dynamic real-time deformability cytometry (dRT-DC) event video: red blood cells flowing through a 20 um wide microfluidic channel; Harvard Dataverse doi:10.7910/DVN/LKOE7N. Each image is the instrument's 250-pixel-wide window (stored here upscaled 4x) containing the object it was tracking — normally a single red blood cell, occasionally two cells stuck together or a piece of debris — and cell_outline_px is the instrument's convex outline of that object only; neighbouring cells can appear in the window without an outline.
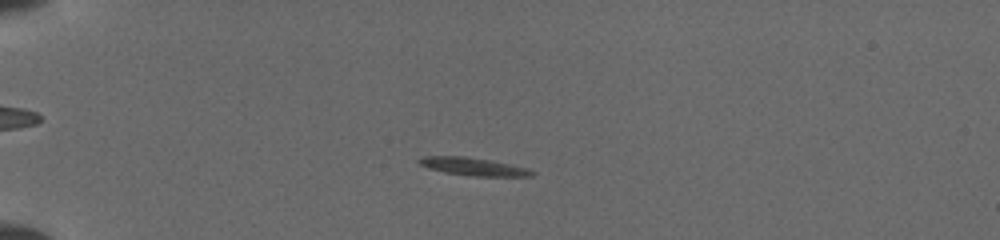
{"species": "common noctule bat (a hibernating species)", "species_latin": "Nyctalus noctula", "temperature_condition": "cold", "stored_images_in_passage": 47, "camera_frame_rate_fps": 3000, "um_per_image_px": 0.085, "animal": {"sex": "female", "body_mass_g": 19.5, "forearm_length_mm": 54.1}, "frame": {"image": 1, "passage_image": 9, "time_ms": 4.0, "image_size_px": [1000, 240], "cell_outline_px": [[536, 172], [532, 176], [472, 176], [444, 172], [428, 168], [420, 164], [416, 160], [424, 156], [464, 156], [488, 160], [528, 168]], "centroid_in_image_um": [40.21, 14.16], "position_along_channel_um": 44.8, "area_um2": 11.62}}
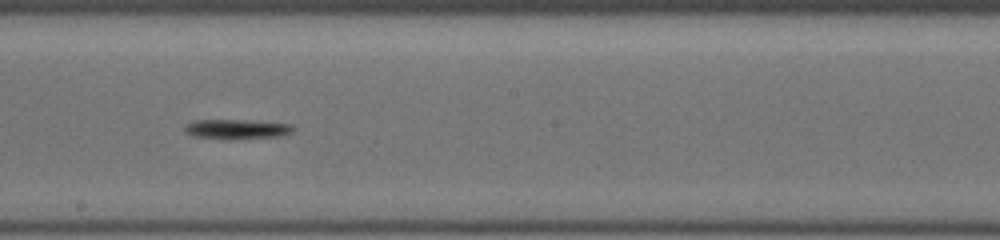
{"frame": {"image": 2, "passage_image": 24, "time_ms": 9.667, "image_size_px": [1000, 240], "cell_outline_px": [[296, 128], [292, 132], [280, 136], [228, 140], [192, 136], [184, 132], [184, 128], [188, 124], [196, 120], [244, 120], [292, 124]], "centroid_in_image_um": [20.13, 10.99], "position_along_channel_um": 228.1, "area_um2": 12.6}}
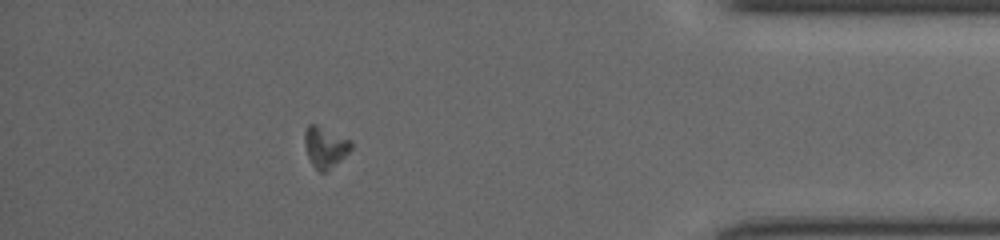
{"frame": {"image": 3, "passage_image": 40, "time_ms": 15.0, "image_size_px": [1000, 240], "cell_outline_px": [[352, 148], [340, 160], [324, 172], [320, 172], [312, 164], [308, 156], [304, 144], [304, 132], [308, 124], [316, 124], [352, 140]], "centroid_in_image_um": [27.63, 12.47], "position_along_channel_um": 407.6, "area_um2": 10.98}}